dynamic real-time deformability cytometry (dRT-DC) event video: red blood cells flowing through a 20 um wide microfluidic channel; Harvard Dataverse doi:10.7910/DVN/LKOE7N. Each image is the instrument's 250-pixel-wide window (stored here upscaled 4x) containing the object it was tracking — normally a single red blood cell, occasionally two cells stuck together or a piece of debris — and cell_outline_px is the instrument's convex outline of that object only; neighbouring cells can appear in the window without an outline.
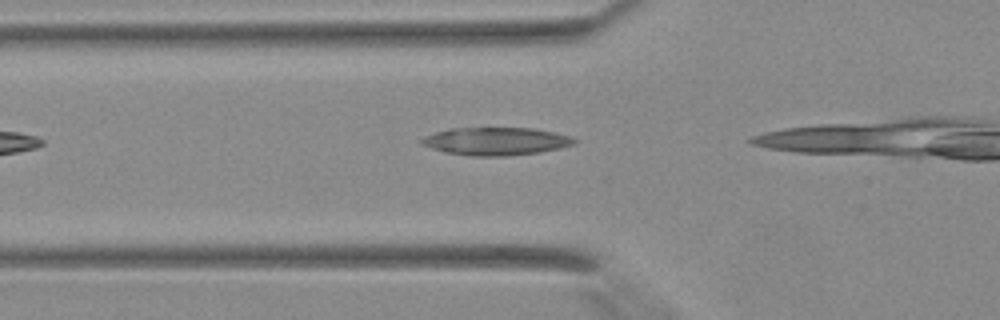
{"species": "Egyptian fruit bat (a non-hibernating species)", "species_latin": "Rousettus aegyptiacus", "temperature_condition": "warm", "stored_images_in_passage": 5, "camera_frame_rate_fps": 3000, "um_per_image_px": 0.085, "animal": {"sex": "female"}, "frame": {"image": 1, "passage_image": 2, "time_ms": 0.333, "image_size_px": [1000, 320], "cell_outline_px": [[580, 140], [576, 144], [560, 148], [540, 152], [508, 156], [472, 156], [444, 152], [420, 144], [420, 140], [424, 136], [448, 128], [532, 128], [572, 136]], "centroid_in_image_um": [42.18, 12.01], "position_along_channel_um": 83.6, "area_um2": 24.97}}
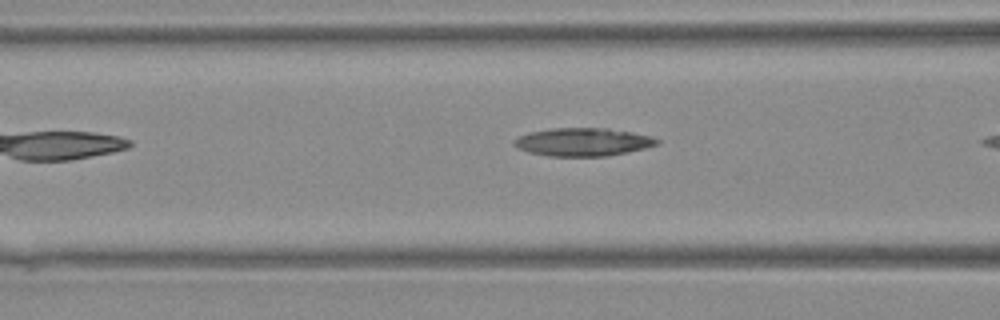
{"frame": {"image": 2, "passage_image": 4, "time_ms": 1.0, "image_size_px": [1000, 320], "cell_outline_px": [[660, 144], [644, 148], [604, 156], [552, 156], [528, 152], [512, 144], [512, 140], [528, 132], [552, 128], [608, 128], [652, 136], [660, 140]], "centroid_in_image_um": [49.53, 12.06], "position_along_channel_um": 117.1, "area_um2": 23.24}}